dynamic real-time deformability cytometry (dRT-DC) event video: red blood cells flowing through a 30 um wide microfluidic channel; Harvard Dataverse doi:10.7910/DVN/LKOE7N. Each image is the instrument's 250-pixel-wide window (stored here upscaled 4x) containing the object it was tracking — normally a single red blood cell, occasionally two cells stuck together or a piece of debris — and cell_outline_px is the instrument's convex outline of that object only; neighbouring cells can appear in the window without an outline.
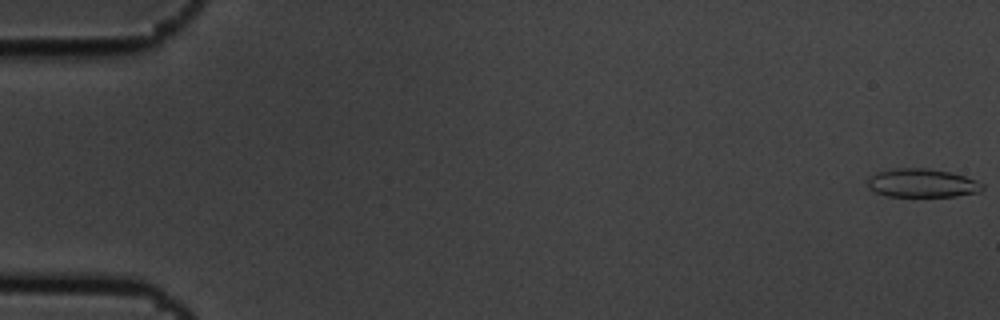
{"species": "common noctule bat (a hibernating species)", "species_latin": "Nyctalus noctula", "temperature_condition": "cold", "stored_images_in_passage": 10, "camera_frame_rate_fps": 3000, "um_per_image_px": 0.085, "animal": {"sex": "male", "body_mass_g": 19.5, "forearm_length_mm": 54.6}, "frame": {"image": 1, "passage_image": 1, "time_ms": 0.0, "image_size_px": [1000, 320], "cell_outline_px": [[984, 188], [980, 192], [956, 196], [888, 196], [876, 192], [868, 188], [868, 180], [876, 172], [896, 168], [928, 168], [948, 172], [964, 176], [976, 180], [984, 184]], "centroid_in_image_um": [78.4, 15.56], "position_along_channel_um": 6.6, "area_um2": 19.02}}
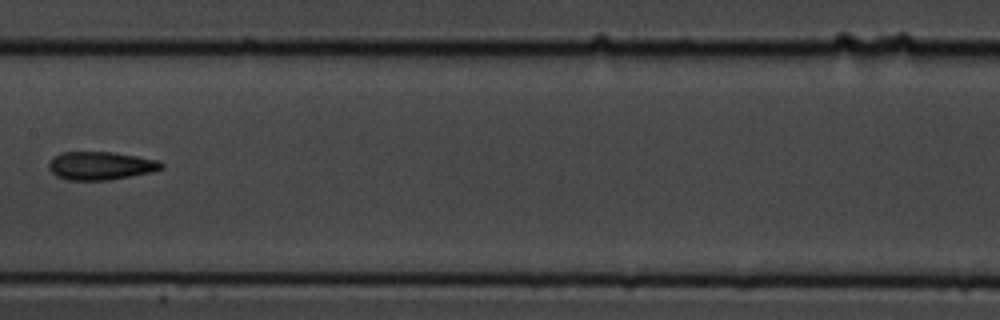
{"frame": {"image": 2, "passage_image": 9, "time_ms": 2.667, "image_size_px": [1000, 320], "cell_outline_px": [[164, 168], [152, 172], [108, 180], [68, 180], [56, 176], [48, 168], [48, 164], [52, 156], [60, 152], [112, 152], [136, 156], [156, 160], [164, 164]], "centroid_in_image_um": [8.52, 14.08], "position_along_channel_um": 198.9, "area_um2": 18.55}}
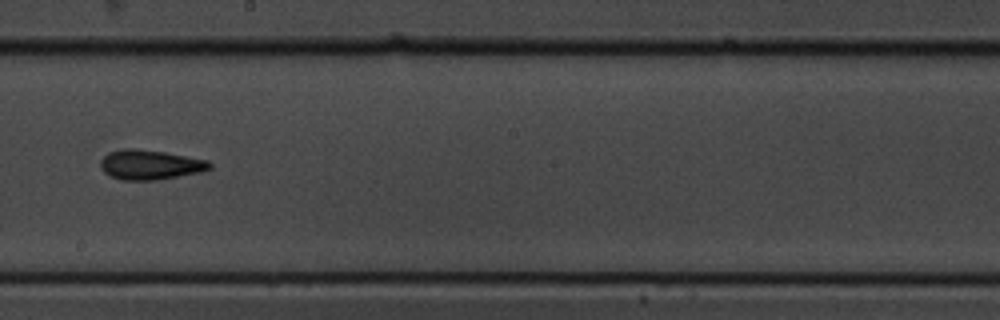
{"frame": {"image": 3, "passage_image": 10, "time_ms": 3.0, "image_size_px": [1000, 320], "cell_outline_px": [[212, 168], [200, 172], [156, 180], [120, 180], [108, 176], [100, 168], [100, 160], [108, 152], [120, 148], [136, 148], [164, 152], [208, 160], [212, 164]], "centroid_in_image_um": [12.71, 14.0], "position_along_channel_um": 235.5, "area_um2": 19.13}}